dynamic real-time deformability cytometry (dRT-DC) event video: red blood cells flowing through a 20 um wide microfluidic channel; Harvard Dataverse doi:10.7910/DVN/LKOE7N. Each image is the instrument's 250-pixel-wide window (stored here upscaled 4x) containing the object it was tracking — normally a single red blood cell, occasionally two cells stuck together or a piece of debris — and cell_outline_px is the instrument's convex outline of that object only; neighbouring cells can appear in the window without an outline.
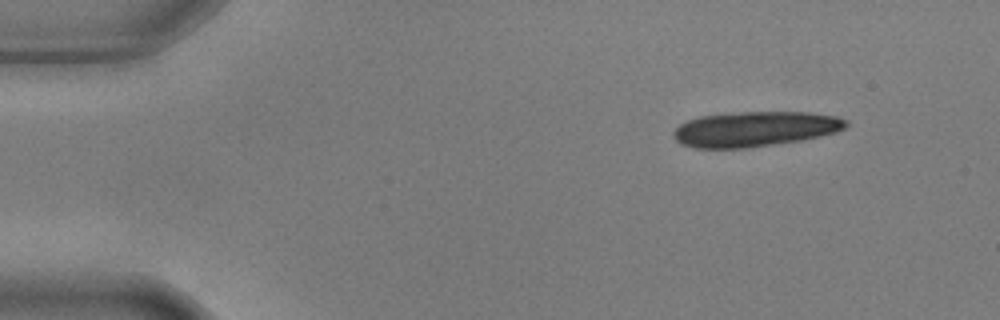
{"species": "common noctule bat (a hibernating species)", "species_latin": "Nyctalus noctula", "temperature_condition": "warm", "stored_images_in_passage": 6, "camera_frame_rate_fps": 3000, "um_per_image_px": 0.085, "animal": {"sex": "male", "body_mass_g": 17.9, "forearm_length_mm": 54.2}, "frame": {"image": 1, "passage_image": 1, "time_ms": 0.0, "image_size_px": [1000, 320], "cell_outline_px": [[848, 124], [844, 128], [836, 132], [804, 140], [748, 148], [696, 148], [680, 144], [672, 136], [672, 132], [680, 124], [688, 120], [700, 116], [740, 112], [808, 112], [836, 116], [848, 120]], "centroid_in_image_um": [64.17, 10.97], "position_along_channel_um": 20.8, "area_um2": 35.49}}
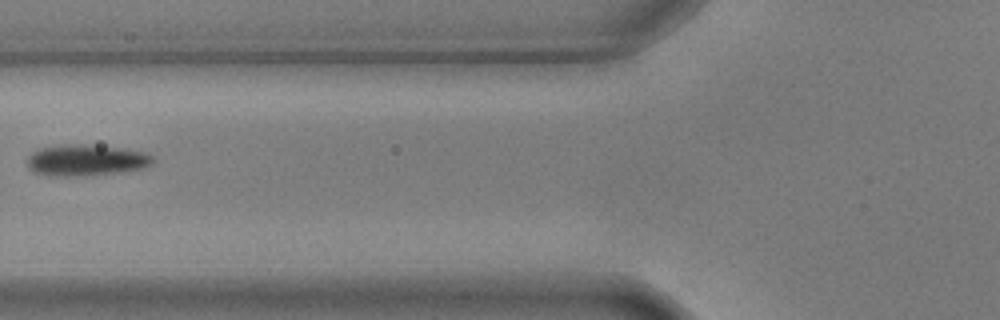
{"frame": {"image": 2, "passage_image": 5, "time_ms": 1.333, "image_size_px": [1000, 320], "cell_outline_px": [[152, 164], [144, 168], [116, 172], [72, 176], [64, 176], [36, 172], [28, 168], [28, 156], [32, 152], [40, 148], [60, 144], [84, 144], [120, 148], [144, 152], [152, 156]], "centroid_in_image_um": [7.3, 13.59], "position_along_channel_um": 118.5, "area_um2": 22.43}}
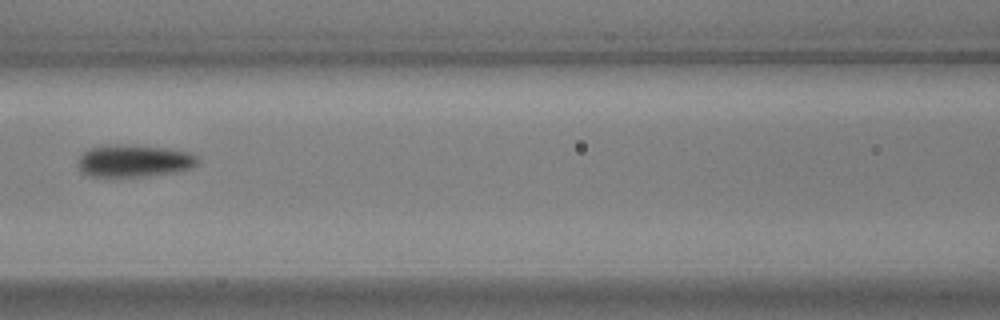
{"frame": {"image": 3, "passage_image": 6, "time_ms": 1.667, "image_size_px": [1000, 320], "cell_outline_px": [[200, 160], [192, 168], [180, 172], [116, 180], [88, 176], [80, 172], [80, 156], [88, 148], [108, 144], [116, 144], [168, 148], [192, 152], [200, 156]], "centroid_in_image_um": [11.42, 13.72], "position_along_channel_um": 155.2, "area_um2": 23.7}}